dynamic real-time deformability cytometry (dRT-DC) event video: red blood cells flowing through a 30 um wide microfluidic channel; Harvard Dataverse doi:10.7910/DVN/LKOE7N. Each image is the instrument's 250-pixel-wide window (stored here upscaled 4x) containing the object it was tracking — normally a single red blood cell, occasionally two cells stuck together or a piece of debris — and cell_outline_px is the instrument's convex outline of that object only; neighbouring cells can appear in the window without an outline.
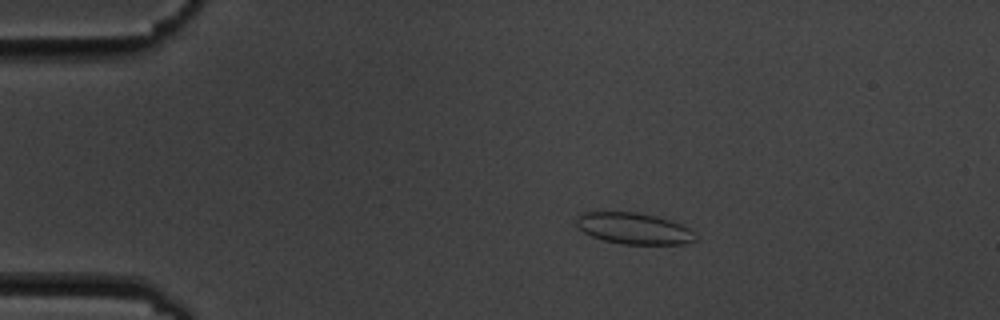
{"species": "common noctule bat (a hibernating species)", "species_latin": "Nyctalus noctula", "temperature_condition": "cold", "stored_images_in_passage": 4, "camera_frame_rate_fps": 3000, "um_per_image_px": 0.085, "animal": {"sex": "male", "body_mass_g": 19.5, "forearm_length_mm": 54.6}, "frame": {"image": 1, "passage_image": 2, "time_ms": 2.333, "image_size_px": [1000, 320], "cell_outline_px": [[700, 240], [684, 244], [620, 244], [604, 240], [592, 236], [584, 232], [576, 224], [576, 216], [584, 212], [636, 212], [656, 216], [680, 224], [688, 228]], "centroid_in_image_um": [53.88, 19.42], "position_along_channel_um": 31.1, "area_um2": 21.68}}